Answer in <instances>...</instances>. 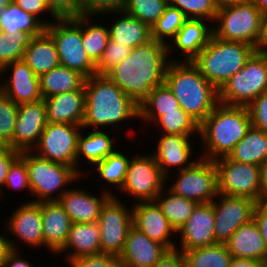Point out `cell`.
<instances>
[{"instance_id":"cell-61","label":"cell","mask_w":267,"mask_h":267,"mask_svg":"<svg viewBox=\"0 0 267 267\" xmlns=\"http://www.w3.org/2000/svg\"><path fill=\"white\" fill-rule=\"evenodd\" d=\"M218 9L248 3L249 0H213Z\"/></svg>"},{"instance_id":"cell-47","label":"cell","mask_w":267,"mask_h":267,"mask_svg":"<svg viewBox=\"0 0 267 267\" xmlns=\"http://www.w3.org/2000/svg\"><path fill=\"white\" fill-rule=\"evenodd\" d=\"M4 187H10L11 189H19L30 191V183L28 177V171L25 161L19 157L10 167L9 172L6 176Z\"/></svg>"},{"instance_id":"cell-2","label":"cell","mask_w":267,"mask_h":267,"mask_svg":"<svg viewBox=\"0 0 267 267\" xmlns=\"http://www.w3.org/2000/svg\"><path fill=\"white\" fill-rule=\"evenodd\" d=\"M84 91V130L89 127L100 130L139 118V107L105 75L85 78Z\"/></svg>"},{"instance_id":"cell-6","label":"cell","mask_w":267,"mask_h":267,"mask_svg":"<svg viewBox=\"0 0 267 267\" xmlns=\"http://www.w3.org/2000/svg\"><path fill=\"white\" fill-rule=\"evenodd\" d=\"M20 157L26 163L31 193L37 197L31 202L58 201L67 191V183L71 184L74 180L76 182L81 177L73 167L51 162L33 151H23ZM57 190L58 195L52 196V193L58 192Z\"/></svg>"},{"instance_id":"cell-19","label":"cell","mask_w":267,"mask_h":267,"mask_svg":"<svg viewBox=\"0 0 267 267\" xmlns=\"http://www.w3.org/2000/svg\"><path fill=\"white\" fill-rule=\"evenodd\" d=\"M11 69V70H9ZM12 71L9 79L2 84L0 90L17 105L23 103H33L43 99L40 91L39 76H37L29 66L23 61L9 63L0 71L5 75V71Z\"/></svg>"},{"instance_id":"cell-36","label":"cell","mask_w":267,"mask_h":267,"mask_svg":"<svg viewBox=\"0 0 267 267\" xmlns=\"http://www.w3.org/2000/svg\"><path fill=\"white\" fill-rule=\"evenodd\" d=\"M176 250L183 253L186 267H230L233 258L225 243L191 250H179L177 247Z\"/></svg>"},{"instance_id":"cell-56","label":"cell","mask_w":267,"mask_h":267,"mask_svg":"<svg viewBox=\"0 0 267 267\" xmlns=\"http://www.w3.org/2000/svg\"><path fill=\"white\" fill-rule=\"evenodd\" d=\"M20 254L19 251L10 250L2 267H33L29 262L22 259Z\"/></svg>"},{"instance_id":"cell-45","label":"cell","mask_w":267,"mask_h":267,"mask_svg":"<svg viewBox=\"0 0 267 267\" xmlns=\"http://www.w3.org/2000/svg\"><path fill=\"white\" fill-rule=\"evenodd\" d=\"M169 5L181 10L187 19L214 22L218 8L213 0H168Z\"/></svg>"},{"instance_id":"cell-40","label":"cell","mask_w":267,"mask_h":267,"mask_svg":"<svg viewBox=\"0 0 267 267\" xmlns=\"http://www.w3.org/2000/svg\"><path fill=\"white\" fill-rule=\"evenodd\" d=\"M158 128H162L163 134L199 135V124L189 116L182 108L177 111L164 112L155 122Z\"/></svg>"},{"instance_id":"cell-54","label":"cell","mask_w":267,"mask_h":267,"mask_svg":"<svg viewBox=\"0 0 267 267\" xmlns=\"http://www.w3.org/2000/svg\"><path fill=\"white\" fill-rule=\"evenodd\" d=\"M253 220L256 222L267 251V201L258 203L253 212Z\"/></svg>"},{"instance_id":"cell-50","label":"cell","mask_w":267,"mask_h":267,"mask_svg":"<svg viewBox=\"0 0 267 267\" xmlns=\"http://www.w3.org/2000/svg\"><path fill=\"white\" fill-rule=\"evenodd\" d=\"M247 108L252 126L267 134V92L260 94Z\"/></svg>"},{"instance_id":"cell-52","label":"cell","mask_w":267,"mask_h":267,"mask_svg":"<svg viewBox=\"0 0 267 267\" xmlns=\"http://www.w3.org/2000/svg\"><path fill=\"white\" fill-rule=\"evenodd\" d=\"M13 2L18 5L22 10H24L27 13L32 14L35 16L37 19H39L45 26L49 25L51 21L49 20H42L40 18V13L41 16L46 15L44 14L45 12L50 13V17H52L54 20H57V17L51 12V10L48 8L45 0H13ZM39 14V15H38Z\"/></svg>"},{"instance_id":"cell-46","label":"cell","mask_w":267,"mask_h":267,"mask_svg":"<svg viewBox=\"0 0 267 267\" xmlns=\"http://www.w3.org/2000/svg\"><path fill=\"white\" fill-rule=\"evenodd\" d=\"M129 46L109 39L107 47L96 64V75H106L111 69L125 60L131 52Z\"/></svg>"},{"instance_id":"cell-55","label":"cell","mask_w":267,"mask_h":267,"mask_svg":"<svg viewBox=\"0 0 267 267\" xmlns=\"http://www.w3.org/2000/svg\"><path fill=\"white\" fill-rule=\"evenodd\" d=\"M153 267H186L183 253L178 250L168 251Z\"/></svg>"},{"instance_id":"cell-29","label":"cell","mask_w":267,"mask_h":267,"mask_svg":"<svg viewBox=\"0 0 267 267\" xmlns=\"http://www.w3.org/2000/svg\"><path fill=\"white\" fill-rule=\"evenodd\" d=\"M22 60L37 76L60 65L55 42L46 31L31 38Z\"/></svg>"},{"instance_id":"cell-38","label":"cell","mask_w":267,"mask_h":267,"mask_svg":"<svg viewBox=\"0 0 267 267\" xmlns=\"http://www.w3.org/2000/svg\"><path fill=\"white\" fill-rule=\"evenodd\" d=\"M92 18H94V16L82 15V43L88 57L97 64L110 38L109 29L103 24H91Z\"/></svg>"},{"instance_id":"cell-28","label":"cell","mask_w":267,"mask_h":267,"mask_svg":"<svg viewBox=\"0 0 267 267\" xmlns=\"http://www.w3.org/2000/svg\"><path fill=\"white\" fill-rule=\"evenodd\" d=\"M65 251L68 252L65 258L68 264L81 256L100 254L99 223H72L66 243L58 253Z\"/></svg>"},{"instance_id":"cell-23","label":"cell","mask_w":267,"mask_h":267,"mask_svg":"<svg viewBox=\"0 0 267 267\" xmlns=\"http://www.w3.org/2000/svg\"><path fill=\"white\" fill-rule=\"evenodd\" d=\"M169 250L132 226L118 257L122 267H153Z\"/></svg>"},{"instance_id":"cell-17","label":"cell","mask_w":267,"mask_h":267,"mask_svg":"<svg viewBox=\"0 0 267 267\" xmlns=\"http://www.w3.org/2000/svg\"><path fill=\"white\" fill-rule=\"evenodd\" d=\"M132 216L133 226L150 240L164 245L169 251L177 248V245L171 238L177 232L170 225L155 201L136 202L132 205Z\"/></svg>"},{"instance_id":"cell-60","label":"cell","mask_w":267,"mask_h":267,"mask_svg":"<svg viewBox=\"0 0 267 267\" xmlns=\"http://www.w3.org/2000/svg\"><path fill=\"white\" fill-rule=\"evenodd\" d=\"M260 167V187L261 203L267 201V158L259 165Z\"/></svg>"},{"instance_id":"cell-10","label":"cell","mask_w":267,"mask_h":267,"mask_svg":"<svg viewBox=\"0 0 267 267\" xmlns=\"http://www.w3.org/2000/svg\"><path fill=\"white\" fill-rule=\"evenodd\" d=\"M217 169L218 193L247 197L261 203L260 167L226 157L214 160Z\"/></svg>"},{"instance_id":"cell-4","label":"cell","mask_w":267,"mask_h":267,"mask_svg":"<svg viewBox=\"0 0 267 267\" xmlns=\"http://www.w3.org/2000/svg\"><path fill=\"white\" fill-rule=\"evenodd\" d=\"M252 126L247 107L218 103L199 124L204 151L200 157L214 161L226 157Z\"/></svg>"},{"instance_id":"cell-11","label":"cell","mask_w":267,"mask_h":267,"mask_svg":"<svg viewBox=\"0 0 267 267\" xmlns=\"http://www.w3.org/2000/svg\"><path fill=\"white\" fill-rule=\"evenodd\" d=\"M165 187L166 177L151 153L132 155L120 192H126L137 202L154 201L162 190H166Z\"/></svg>"},{"instance_id":"cell-57","label":"cell","mask_w":267,"mask_h":267,"mask_svg":"<svg viewBox=\"0 0 267 267\" xmlns=\"http://www.w3.org/2000/svg\"><path fill=\"white\" fill-rule=\"evenodd\" d=\"M255 49L258 53L267 54V13L263 14L260 36Z\"/></svg>"},{"instance_id":"cell-24","label":"cell","mask_w":267,"mask_h":267,"mask_svg":"<svg viewBox=\"0 0 267 267\" xmlns=\"http://www.w3.org/2000/svg\"><path fill=\"white\" fill-rule=\"evenodd\" d=\"M39 203L41 204L44 246L58 254L66 243L72 221L59 201Z\"/></svg>"},{"instance_id":"cell-12","label":"cell","mask_w":267,"mask_h":267,"mask_svg":"<svg viewBox=\"0 0 267 267\" xmlns=\"http://www.w3.org/2000/svg\"><path fill=\"white\" fill-rule=\"evenodd\" d=\"M169 191L197 203L212 202L218 194L217 169L214 161L199 158L191 167L178 171Z\"/></svg>"},{"instance_id":"cell-53","label":"cell","mask_w":267,"mask_h":267,"mask_svg":"<svg viewBox=\"0 0 267 267\" xmlns=\"http://www.w3.org/2000/svg\"><path fill=\"white\" fill-rule=\"evenodd\" d=\"M20 155L21 152L18 150L12 149L9 146H0V198L3 194L1 189L4 188L9 169Z\"/></svg>"},{"instance_id":"cell-15","label":"cell","mask_w":267,"mask_h":267,"mask_svg":"<svg viewBox=\"0 0 267 267\" xmlns=\"http://www.w3.org/2000/svg\"><path fill=\"white\" fill-rule=\"evenodd\" d=\"M215 198L216 201H212L215 211L214 235L217 243H225L241 225L253 219L258 203L247 197L219 193Z\"/></svg>"},{"instance_id":"cell-33","label":"cell","mask_w":267,"mask_h":267,"mask_svg":"<svg viewBox=\"0 0 267 267\" xmlns=\"http://www.w3.org/2000/svg\"><path fill=\"white\" fill-rule=\"evenodd\" d=\"M227 157L237 162L259 166L267 158V134L251 126Z\"/></svg>"},{"instance_id":"cell-5","label":"cell","mask_w":267,"mask_h":267,"mask_svg":"<svg viewBox=\"0 0 267 267\" xmlns=\"http://www.w3.org/2000/svg\"><path fill=\"white\" fill-rule=\"evenodd\" d=\"M256 52L255 47L234 41H225L212 34L208 44L192 60L202 76L218 91L241 70Z\"/></svg>"},{"instance_id":"cell-31","label":"cell","mask_w":267,"mask_h":267,"mask_svg":"<svg viewBox=\"0 0 267 267\" xmlns=\"http://www.w3.org/2000/svg\"><path fill=\"white\" fill-rule=\"evenodd\" d=\"M104 128L90 131L87 135L80 133L78 137L77 153H76V171L81 175L78 161L83 157L88 163L96 165L107 156L113 154L116 149L115 143L110 138L109 134L103 132Z\"/></svg>"},{"instance_id":"cell-30","label":"cell","mask_w":267,"mask_h":267,"mask_svg":"<svg viewBox=\"0 0 267 267\" xmlns=\"http://www.w3.org/2000/svg\"><path fill=\"white\" fill-rule=\"evenodd\" d=\"M109 13H117V18L120 15V18L108 28L111 40L133 49L152 39L151 27L148 24L128 15L123 10L106 12V15Z\"/></svg>"},{"instance_id":"cell-21","label":"cell","mask_w":267,"mask_h":267,"mask_svg":"<svg viewBox=\"0 0 267 267\" xmlns=\"http://www.w3.org/2000/svg\"><path fill=\"white\" fill-rule=\"evenodd\" d=\"M191 136L193 135H177V134H163L157 143V150L151 154L154 156L162 174L168 179L172 169L179 167L181 171L185 168L191 167L198 159H191L192 143ZM173 167V168H172ZM171 168V171H169Z\"/></svg>"},{"instance_id":"cell-9","label":"cell","mask_w":267,"mask_h":267,"mask_svg":"<svg viewBox=\"0 0 267 267\" xmlns=\"http://www.w3.org/2000/svg\"><path fill=\"white\" fill-rule=\"evenodd\" d=\"M263 13L250 1L245 4L218 9L213 35L225 40L242 42L256 48L260 36Z\"/></svg>"},{"instance_id":"cell-43","label":"cell","mask_w":267,"mask_h":267,"mask_svg":"<svg viewBox=\"0 0 267 267\" xmlns=\"http://www.w3.org/2000/svg\"><path fill=\"white\" fill-rule=\"evenodd\" d=\"M187 20L184 13L178 8L168 5L164 14L151 27V35L157 41L166 42V38L172 40Z\"/></svg>"},{"instance_id":"cell-34","label":"cell","mask_w":267,"mask_h":267,"mask_svg":"<svg viewBox=\"0 0 267 267\" xmlns=\"http://www.w3.org/2000/svg\"><path fill=\"white\" fill-rule=\"evenodd\" d=\"M0 25L5 34L23 31L31 37H35L45 31V25L39 19L22 10L14 2L0 10Z\"/></svg>"},{"instance_id":"cell-27","label":"cell","mask_w":267,"mask_h":267,"mask_svg":"<svg viewBox=\"0 0 267 267\" xmlns=\"http://www.w3.org/2000/svg\"><path fill=\"white\" fill-rule=\"evenodd\" d=\"M233 258H249L267 263V251L256 222L241 225L225 242Z\"/></svg>"},{"instance_id":"cell-22","label":"cell","mask_w":267,"mask_h":267,"mask_svg":"<svg viewBox=\"0 0 267 267\" xmlns=\"http://www.w3.org/2000/svg\"><path fill=\"white\" fill-rule=\"evenodd\" d=\"M100 196L90 194L83 187L82 189L67 188L58 201L72 223H92L98 221L103 205L114 194L106 189Z\"/></svg>"},{"instance_id":"cell-63","label":"cell","mask_w":267,"mask_h":267,"mask_svg":"<svg viewBox=\"0 0 267 267\" xmlns=\"http://www.w3.org/2000/svg\"><path fill=\"white\" fill-rule=\"evenodd\" d=\"M13 0H0V10L7 8Z\"/></svg>"},{"instance_id":"cell-14","label":"cell","mask_w":267,"mask_h":267,"mask_svg":"<svg viewBox=\"0 0 267 267\" xmlns=\"http://www.w3.org/2000/svg\"><path fill=\"white\" fill-rule=\"evenodd\" d=\"M119 196H111L103 205L98 218L101 253L119 257L126 237L133 226L132 208L126 207Z\"/></svg>"},{"instance_id":"cell-41","label":"cell","mask_w":267,"mask_h":267,"mask_svg":"<svg viewBox=\"0 0 267 267\" xmlns=\"http://www.w3.org/2000/svg\"><path fill=\"white\" fill-rule=\"evenodd\" d=\"M31 38L23 31L12 34L0 33V71L9 63L23 59Z\"/></svg>"},{"instance_id":"cell-37","label":"cell","mask_w":267,"mask_h":267,"mask_svg":"<svg viewBox=\"0 0 267 267\" xmlns=\"http://www.w3.org/2000/svg\"><path fill=\"white\" fill-rule=\"evenodd\" d=\"M154 201L176 232L186 223L198 204L193 200L177 196L169 190L165 193L162 190Z\"/></svg>"},{"instance_id":"cell-25","label":"cell","mask_w":267,"mask_h":267,"mask_svg":"<svg viewBox=\"0 0 267 267\" xmlns=\"http://www.w3.org/2000/svg\"><path fill=\"white\" fill-rule=\"evenodd\" d=\"M47 121L82 126L85 114L84 86L79 90L44 98Z\"/></svg>"},{"instance_id":"cell-1","label":"cell","mask_w":267,"mask_h":267,"mask_svg":"<svg viewBox=\"0 0 267 267\" xmlns=\"http://www.w3.org/2000/svg\"><path fill=\"white\" fill-rule=\"evenodd\" d=\"M167 45L152 38L131 49L128 57L105 76L139 107L155 87L164 84L172 61Z\"/></svg>"},{"instance_id":"cell-26","label":"cell","mask_w":267,"mask_h":267,"mask_svg":"<svg viewBox=\"0 0 267 267\" xmlns=\"http://www.w3.org/2000/svg\"><path fill=\"white\" fill-rule=\"evenodd\" d=\"M205 23L203 19H187L176 33V36L170 41L173 45H170V43L167 45L168 53L175 46L182 52L183 61H192L208 44L213 34V25L209 24L207 26V23Z\"/></svg>"},{"instance_id":"cell-42","label":"cell","mask_w":267,"mask_h":267,"mask_svg":"<svg viewBox=\"0 0 267 267\" xmlns=\"http://www.w3.org/2000/svg\"><path fill=\"white\" fill-rule=\"evenodd\" d=\"M168 5V0H126L123 11L152 27Z\"/></svg>"},{"instance_id":"cell-35","label":"cell","mask_w":267,"mask_h":267,"mask_svg":"<svg viewBox=\"0 0 267 267\" xmlns=\"http://www.w3.org/2000/svg\"><path fill=\"white\" fill-rule=\"evenodd\" d=\"M179 101L164 83L155 87L139 105V120L155 122L164 112L177 111Z\"/></svg>"},{"instance_id":"cell-32","label":"cell","mask_w":267,"mask_h":267,"mask_svg":"<svg viewBox=\"0 0 267 267\" xmlns=\"http://www.w3.org/2000/svg\"><path fill=\"white\" fill-rule=\"evenodd\" d=\"M84 82L85 77L82 74L62 65L39 76L40 91L43 99L79 90L84 86Z\"/></svg>"},{"instance_id":"cell-49","label":"cell","mask_w":267,"mask_h":267,"mask_svg":"<svg viewBox=\"0 0 267 267\" xmlns=\"http://www.w3.org/2000/svg\"><path fill=\"white\" fill-rule=\"evenodd\" d=\"M126 0H81L82 15H104L110 11L123 10Z\"/></svg>"},{"instance_id":"cell-16","label":"cell","mask_w":267,"mask_h":267,"mask_svg":"<svg viewBox=\"0 0 267 267\" xmlns=\"http://www.w3.org/2000/svg\"><path fill=\"white\" fill-rule=\"evenodd\" d=\"M47 123L44 99L20 104L13 133V149L32 151Z\"/></svg>"},{"instance_id":"cell-39","label":"cell","mask_w":267,"mask_h":267,"mask_svg":"<svg viewBox=\"0 0 267 267\" xmlns=\"http://www.w3.org/2000/svg\"><path fill=\"white\" fill-rule=\"evenodd\" d=\"M131 158H127L125 153L116 150L113 154L107 156L105 159L97 163L95 171L98 172V177L103 179L106 183L115 186L119 191L124 185L128 165Z\"/></svg>"},{"instance_id":"cell-58","label":"cell","mask_w":267,"mask_h":267,"mask_svg":"<svg viewBox=\"0 0 267 267\" xmlns=\"http://www.w3.org/2000/svg\"><path fill=\"white\" fill-rule=\"evenodd\" d=\"M12 240L2 234L0 235V267H2L6 255L10 250L18 251L19 247L15 244L14 239Z\"/></svg>"},{"instance_id":"cell-59","label":"cell","mask_w":267,"mask_h":267,"mask_svg":"<svg viewBox=\"0 0 267 267\" xmlns=\"http://www.w3.org/2000/svg\"><path fill=\"white\" fill-rule=\"evenodd\" d=\"M230 267H267V263L249 258H232Z\"/></svg>"},{"instance_id":"cell-48","label":"cell","mask_w":267,"mask_h":267,"mask_svg":"<svg viewBox=\"0 0 267 267\" xmlns=\"http://www.w3.org/2000/svg\"><path fill=\"white\" fill-rule=\"evenodd\" d=\"M71 267H122L117 256L100 253L78 257L69 263Z\"/></svg>"},{"instance_id":"cell-13","label":"cell","mask_w":267,"mask_h":267,"mask_svg":"<svg viewBox=\"0 0 267 267\" xmlns=\"http://www.w3.org/2000/svg\"><path fill=\"white\" fill-rule=\"evenodd\" d=\"M80 131H85L82 126L48 122L32 151L39 157L71 166L76 170Z\"/></svg>"},{"instance_id":"cell-7","label":"cell","mask_w":267,"mask_h":267,"mask_svg":"<svg viewBox=\"0 0 267 267\" xmlns=\"http://www.w3.org/2000/svg\"><path fill=\"white\" fill-rule=\"evenodd\" d=\"M53 21L45 26V31L55 42L60 65L78 71L85 78L95 75L96 64L83 48L82 15Z\"/></svg>"},{"instance_id":"cell-18","label":"cell","mask_w":267,"mask_h":267,"mask_svg":"<svg viewBox=\"0 0 267 267\" xmlns=\"http://www.w3.org/2000/svg\"><path fill=\"white\" fill-rule=\"evenodd\" d=\"M214 222L213 203H198L189 219L177 231L181 238V250H191L216 244Z\"/></svg>"},{"instance_id":"cell-20","label":"cell","mask_w":267,"mask_h":267,"mask_svg":"<svg viewBox=\"0 0 267 267\" xmlns=\"http://www.w3.org/2000/svg\"><path fill=\"white\" fill-rule=\"evenodd\" d=\"M5 227V231L15 236L16 241L23 242V245L25 243L32 249L44 247L40 203L28 200L21 204L9 217Z\"/></svg>"},{"instance_id":"cell-44","label":"cell","mask_w":267,"mask_h":267,"mask_svg":"<svg viewBox=\"0 0 267 267\" xmlns=\"http://www.w3.org/2000/svg\"><path fill=\"white\" fill-rule=\"evenodd\" d=\"M18 106L0 90V146H9L13 149Z\"/></svg>"},{"instance_id":"cell-51","label":"cell","mask_w":267,"mask_h":267,"mask_svg":"<svg viewBox=\"0 0 267 267\" xmlns=\"http://www.w3.org/2000/svg\"><path fill=\"white\" fill-rule=\"evenodd\" d=\"M57 18H74L82 15L81 0H45Z\"/></svg>"},{"instance_id":"cell-8","label":"cell","mask_w":267,"mask_h":267,"mask_svg":"<svg viewBox=\"0 0 267 267\" xmlns=\"http://www.w3.org/2000/svg\"><path fill=\"white\" fill-rule=\"evenodd\" d=\"M267 92V54L255 52L219 90V103L247 107Z\"/></svg>"},{"instance_id":"cell-62","label":"cell","mask_w":267,"mask_h":267,"mask_svg":"<svg viewBox=\"0 0 267 267\" xmlns=\"http://www.w3.org/2000/svg\"><path fill=\"white\" fill-rule=\"evenodd\" d=\"M253 3L263 14L267 13V0H249Z\"/></svg>"},{"instance_id":"cell-3","label":"cell","mask_w":267,"mask_h":267,"mask_svg":"<svg viewBox=\"0 0 267 267\" xmlns=\"http://www.w3.org/2000/svg\"><path fill=\"white\" fill-rule=\"evenodd\" d=\"M178 60L168 64L164 83L180 107L200 124L219 103V91L202 76L192 61Z\"/></svg>"}]
</instances>
